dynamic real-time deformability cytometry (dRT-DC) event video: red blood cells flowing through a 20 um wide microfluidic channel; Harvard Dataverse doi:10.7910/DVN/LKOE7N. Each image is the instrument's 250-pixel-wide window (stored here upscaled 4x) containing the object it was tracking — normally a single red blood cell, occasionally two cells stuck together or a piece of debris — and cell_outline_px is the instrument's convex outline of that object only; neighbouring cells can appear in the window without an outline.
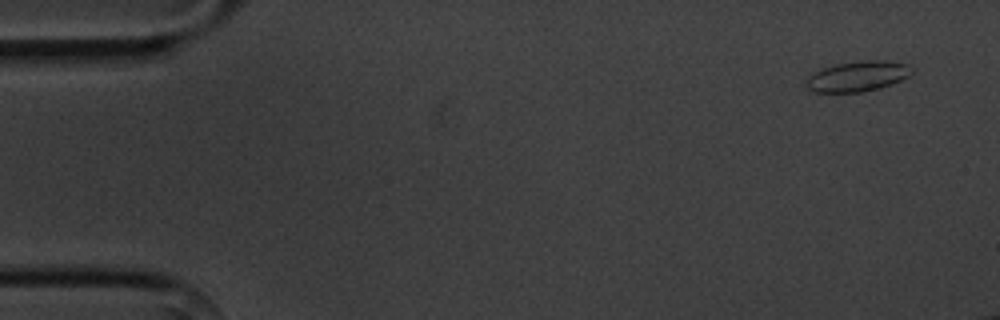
{"species": "common noctule bat (a hibernating species)", "species_latin": "Nyctalus noctula", "temperature_condition": "cold", "stored_images_in_passage": 4, "segment_of_instrument_passage": [1, 2], "camera_frame_rate_fps": 3000, "um_per_image_px": 0.085, "animal": {"sex": "male", "body_mass_g": 20.1, "forearm_length_mm": 53.5}, "frame": {"image": 1, "passage_image": 1, "time_ms": 0.0, "image_size_px": [1000, 320], "cell_outline_px": [[916, 72], [892, 84], [880, 88], [860, 92], [812, 92], [808, 88], [808, 76], [820, 68], [836, 64], [864, 60], [884, 60], [908, 64]], "centroid_in_image_um": [72.93, 6.47], "position_along_channel_um": 12.1, "area_um2": 18.73}}